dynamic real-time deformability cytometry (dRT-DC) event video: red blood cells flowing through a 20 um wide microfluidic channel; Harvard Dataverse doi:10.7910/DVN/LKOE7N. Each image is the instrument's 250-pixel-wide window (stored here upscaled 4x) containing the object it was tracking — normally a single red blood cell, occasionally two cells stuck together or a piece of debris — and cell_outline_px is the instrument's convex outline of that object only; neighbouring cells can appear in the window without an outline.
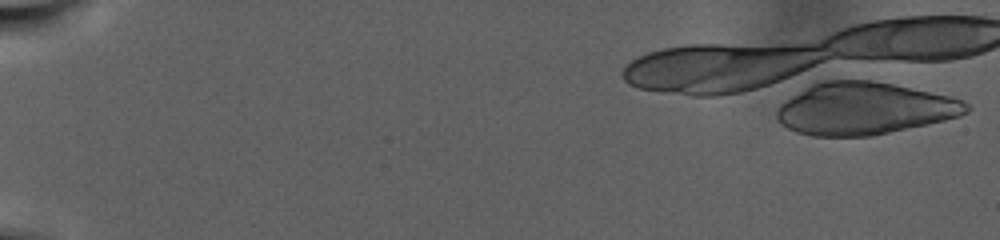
{"species": "human", "species_latin": "Homo sapiens", "temperature_condition": "warm", "stored_images_in_passage": 2, "camera_frame_rate_fps": 3000, "um_per_image_px": 0.085, "donor": {"sex": "male"}, "frame": {"image": 1, "passage_image": 2, "time_ms": 0.333, "image_size_px": [1000, 240], "cell_outline_px": [[972, 108], [968, 112], [960, 116], [944, 120], [872, 136], [812, 136], [796, 132], [780, 124], [776, 116], [776, 108], [780, 104], [792, 96], [812, 84], [820, 80], [872, 80], [912, 88], [948, 96], [960, 100], [968, 104]], "centroid_in_image_um": [73.43, 9.23], "position_along_channel_um": 11.6, "area_um2": 57.51}}